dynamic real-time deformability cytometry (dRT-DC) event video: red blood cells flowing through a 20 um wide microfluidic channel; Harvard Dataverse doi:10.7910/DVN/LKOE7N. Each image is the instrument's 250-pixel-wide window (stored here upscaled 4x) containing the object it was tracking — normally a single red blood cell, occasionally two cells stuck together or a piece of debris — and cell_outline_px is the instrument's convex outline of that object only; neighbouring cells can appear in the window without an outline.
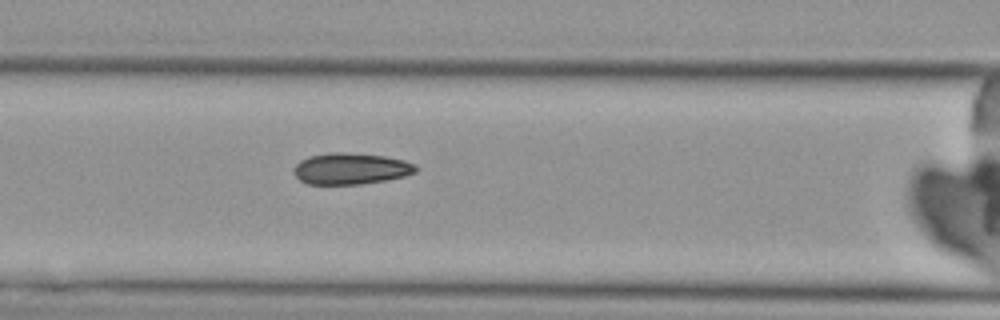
{"species": "Egyptian fruit bat (a non-hibernating species)", "species_latin": "Rousettus aegyptiacus", "temperature_condition": "cold", "stored_images_in_passage": 4, "camera_frame_rate_fps": 3000, "um_per_image_px": 0.085, "animal": {"sex": "female"}, "frame": {"image": 1, "passage_image": 4, "time_ms": 4.0, "image_size_px": [1000, 320], "cell_outline_px": [[420, 168], [416, 172], [404, 176], [384, 180], [360, 184], [308, 184], [300, 180], [292, 172], [292, 168], [300, 160], [308, 156], [332, 152], [344, 152], [384, 156], [404, 160], [416, 164]], "centroid_in_image_um": [29.81, 14.33], "position_along_channel_um": 136.8, "area_um2": 22.43}}